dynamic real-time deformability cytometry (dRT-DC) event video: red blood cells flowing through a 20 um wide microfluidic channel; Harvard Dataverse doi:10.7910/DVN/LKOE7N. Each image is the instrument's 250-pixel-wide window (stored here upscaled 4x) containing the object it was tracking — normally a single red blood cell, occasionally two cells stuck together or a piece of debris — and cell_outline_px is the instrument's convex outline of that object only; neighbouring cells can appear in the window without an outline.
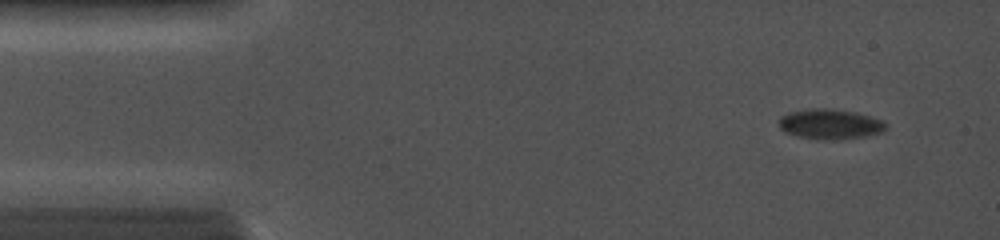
{"species": "common noctule bat (a hibernating species)", "species_latin": "Nyctalus noctula", "temperature_condition": "cold", "stored_images_in_passage": 29, "camera_frame_rate_fps": 5000, "um_per_image_px": 0.085, "animal": {"sex": "female", "body_mass_g": 19.0, "forearm_length_mm": 56.7}, "frame": {"image": 1, "passage_image": 1, "time_ms": 0.0, "image_size_px": [1000, 240], "cell_outline_px": [[884, 128], [880, 132], [864, 136], [840, 140], [816, 140], [784, 132], [780, 128], [780, 116], [788, 112], [812, 108], [824, 108], [856, 112], [884, 120]], "centroid_in_image_um": [70.52, 10.55], "position_along_channel_um": 14.5, "area_um2": 18.73}}
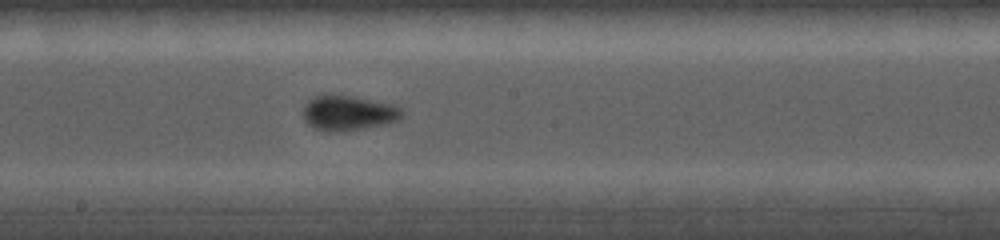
{"frame": {"image": 2, "passage_image": 16, "time_ms": 6.8, "image_size_px": [1000, 240], "cell_outline_px": [[400, 120], [384, 124], [340, 132], [328, 132], [316, 128], [308, 124], [304, 120], [304, 104], [312, 96], [324, 92], [352, 96], [392, 104], [400, 108]], "centroid_in_image_um": [29.52, 9.57], "position_along_channel_um": 218.7, "area_um2": 20.35}}
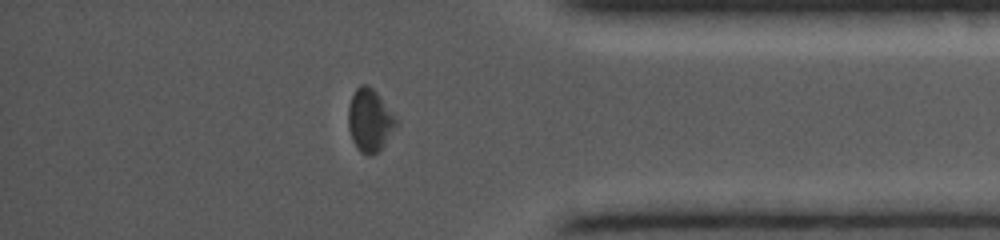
{"frame": {"image": 3, "passage_image": 26, "time_ms": 11.2, "image_size_px": [1000, 240], "cell_outline_px": [[400, 124], [384, 144], [372, 156], [368, 156], [360, 152], [352, 140], [348, 128], [348, 104], [356, 88], [360, 84], [368, 84], [376, 92], [396, 116]], "centroid_in_image_um": [31.44, 10.22], "position_along_channel_um": 403.8, "area_um2": 17.74}}